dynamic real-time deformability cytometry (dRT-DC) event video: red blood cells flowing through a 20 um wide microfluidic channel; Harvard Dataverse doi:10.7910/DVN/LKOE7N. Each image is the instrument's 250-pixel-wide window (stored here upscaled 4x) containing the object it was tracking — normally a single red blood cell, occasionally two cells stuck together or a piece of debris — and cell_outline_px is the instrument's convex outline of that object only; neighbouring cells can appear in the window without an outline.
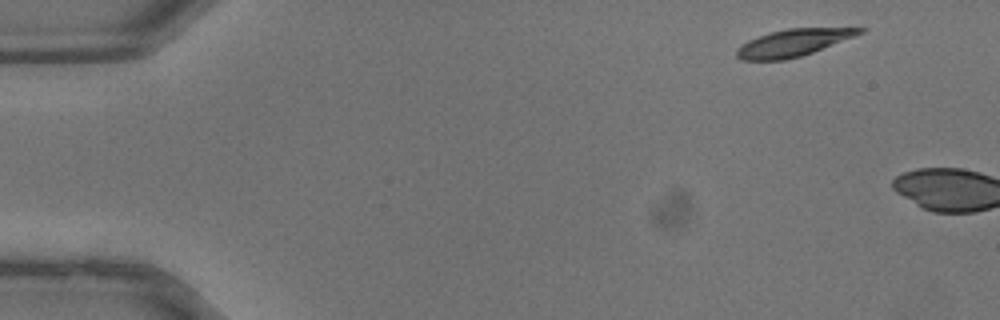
{"species": "common noctule bat (a hibernating species)", "species_latin": "Nyctalus noctula", "temperature_condition": "warm", "stored_images_in_passage": 3, "camera_frame_rate_fps": 3000, "um_per_image_px": 0.085, "animal": {"sex": "male", "body_mass_g": 13.3}, "frame": {"image": 1, "passage_image": 1, "time_ms": 0.0, "image_size_px": [1000, 320], "cell_outline_px": [[868, 28], [864, 32], [856, 36], [812, 52], [800, 56], [784, 60], [740, 60], [736, 56], [736, 48], [740, 44], [748, 40], [772, 32], [788, 28]], "centroid_in_image_um": [67.4, 3.64], "position_along_channel_um": 17.6, "area_um2": 19.31}}